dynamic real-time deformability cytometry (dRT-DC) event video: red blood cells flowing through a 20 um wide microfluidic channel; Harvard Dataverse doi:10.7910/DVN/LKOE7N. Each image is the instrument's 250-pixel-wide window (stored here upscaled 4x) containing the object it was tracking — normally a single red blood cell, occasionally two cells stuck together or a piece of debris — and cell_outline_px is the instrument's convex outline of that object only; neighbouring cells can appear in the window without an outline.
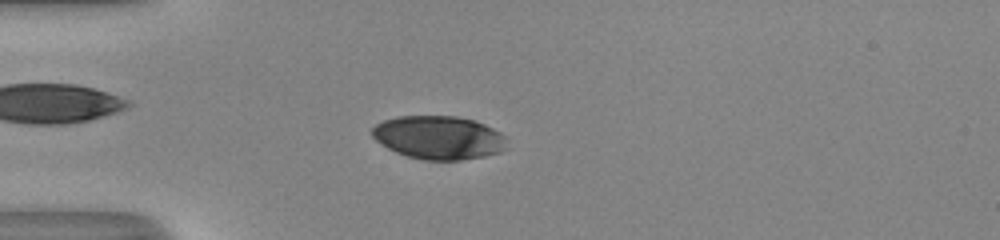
{"species": "human", "species_latin": "Homo sapiens", "temperature_condition": "room temperature", "stored_images_in_passage": 52, "camera_frame_rate_fps": 3000, "um_per_image_px": 0.085, "donor": {"sex": "male"}, "frame": {"image": 1, "passage_image": 15, "time_ms": 4.667, "image_size_px": [1000, 240], "cell_outline_px": [[504, 148], [500, 152], [484, 156], [460, 160], [424, 160], [408, 156], [396, 152], [380, 144], [372, 136], [372, 128], [376, 124], [384, 120], [396, 116], [456, 116], [476, 120], [500, 132], [504, 136]], "centroid_in_image_um": [37.26, 11.68], "position_along_channel_um": 47.7, "area_um2": 33.99}}
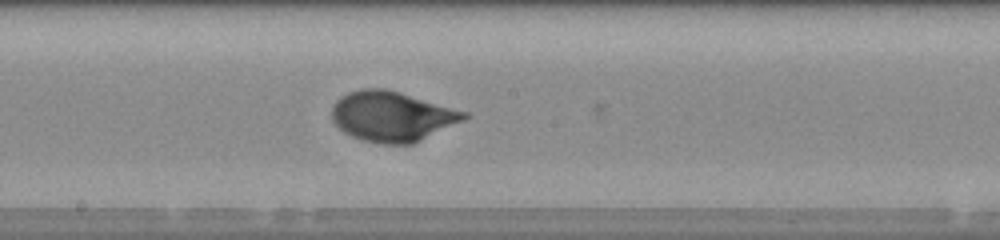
{"frame": {"image": 2, "passage_image": 29, "time_ms": 9.333, "image_size_px": [1000, 240], "cell_outline_px": [[468, 116], [464, 120], [412, 144], [380, 144], [364, 140], [352, 136], [344, 132], [332, 120], [332, 108], [336, 100], [340, 96], [348, 92], [360, 88], [384, 88], [400, 92], [468, 112]], "centroid_in_image_um": [33.31, 9.88], "position_along_channel_um": 214.9, "area_um2": 38.49}}
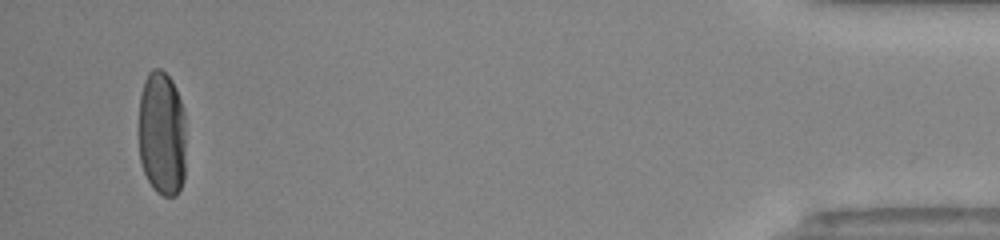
{"frame": {"image": 3, "passage_image": 50, "time_ms": 16.333, "image_size_px": [1000, 240], "cell_outline_px": [[184, 180], [176, 196], [164, 196], [156, 192], [152, 188], [140, 164], [140, 96], [144, 80], [148, 72], [152, 68], [160, 68], [172, 80], [176, 88], [184, 112]], "centroid_in_image_um": [13.76, 11.36], "position_along_channel_um": 421.4, "area_um2": 34.51}, "authors_computed_cell_mechanics": {"area_um2": 35.4892, "velocity_mm_per_s": 4.0402, "shape_relaxation_time_tau1_ms": 3.3232, "shape_relaxation_time_tau2_ms": null, "deformation_change_tau1": 0.171, "deformation_change_tau2": null}}